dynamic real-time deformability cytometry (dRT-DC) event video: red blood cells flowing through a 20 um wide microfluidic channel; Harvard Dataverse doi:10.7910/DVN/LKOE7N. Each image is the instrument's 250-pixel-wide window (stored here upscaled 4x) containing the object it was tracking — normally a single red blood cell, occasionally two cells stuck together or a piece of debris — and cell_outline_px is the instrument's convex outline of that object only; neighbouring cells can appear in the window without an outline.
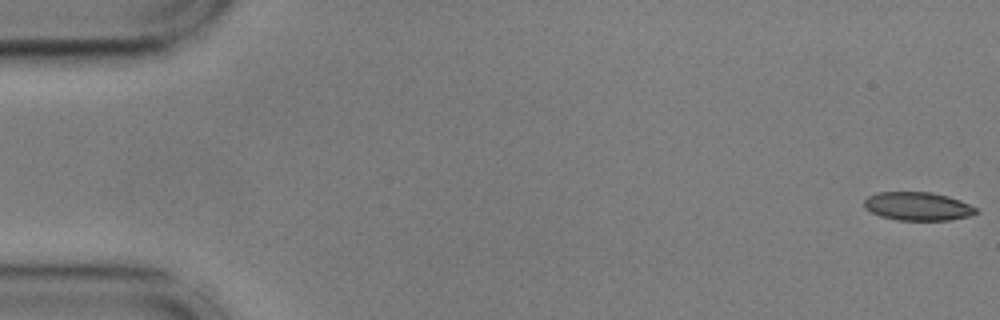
{"species": "common noctule bat (a hibernating species)", "species_latin": "Nyctalus noctula", "temperature_condition": "cold", "stored_images_in_passage": 55, "camera_frame_rate_fps": 3000, "um_per_image_px": 0.085, "animal": {"sex": "male", "body_mass_g": 17.9, "forearm_length_mm": 54.2}, "frame": {"image": 1, "passage_image": 1, "time_ms": 0.0, "image_size_px": [1000, 320], "cell_outline_px": [[980, 212], [972, 216], [948, 220], [896, 220], [880, 216], [864, 208], [864, 200], [868, 196], [876, 192], [932, 192], [948, 196], [960, 200], [976, 208]], "centroid_in_image_um": [78.02, 17.53], "position_along_channel_um": 7.0, "area_um2": 18.67}}
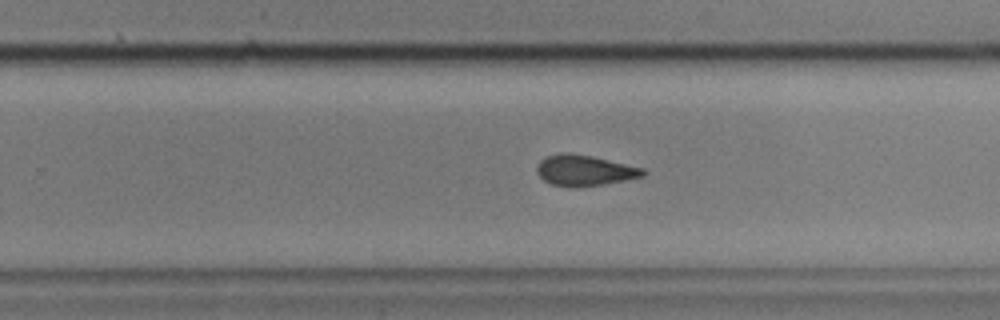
{"frame": {"image": 2, "passage_image": 35, "time_ms": 11.333, "image_size_px": [1000, 320], "cell_outline_px": [[644, 176], [624, 180], [576, 188], [568, 188], [552, 184], [544, 180], [536, 172], [536, 164], [544, 156], [560, 152], [568, 152], [592, 156], [644, 168]], "centroid_in_image_um": [49.61, 14.47], "position_along_channel_um": 280.2, "area_um2": 19.19}}
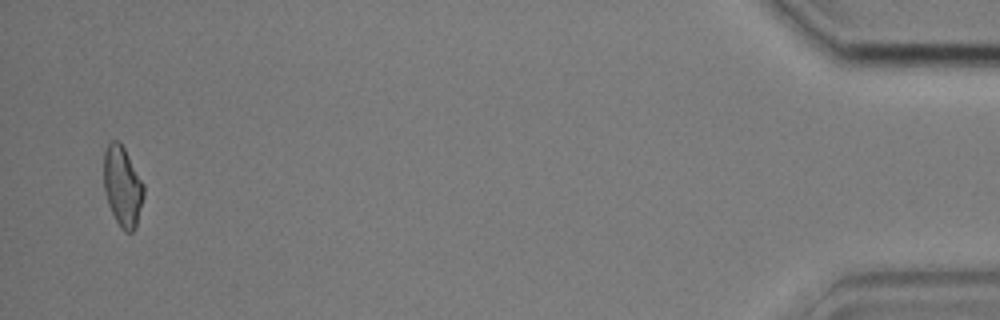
{"frame": {"image": 3, "passage_image": 54, "time_ms": 17.667, "image_size_px": [1000, 320], "cell_outline_px": [[144, 196], [136, 228], [132, 232], [124, 232], [120, 228], [108, 204], [104, 188], [104, 152], [108, 144], [112, 140], [120, 140], [144, 184]], "centroid_in_image_um": [10.42, 15.85], "position_along_channel_um": 424.8, "area_um2": 18.79}, "authors_computed_cell_mechanics": {"area_um2": 19.074, "velocity_mm_per_s": 3.6102, "shape_relaxation_time_tau1_ms": 3.6212, "shape_relaxation_time_tau2_ms": 2.7952, "deformation_change_tau1": 0.1389, "deformation_change_tau2": 0.1163}}